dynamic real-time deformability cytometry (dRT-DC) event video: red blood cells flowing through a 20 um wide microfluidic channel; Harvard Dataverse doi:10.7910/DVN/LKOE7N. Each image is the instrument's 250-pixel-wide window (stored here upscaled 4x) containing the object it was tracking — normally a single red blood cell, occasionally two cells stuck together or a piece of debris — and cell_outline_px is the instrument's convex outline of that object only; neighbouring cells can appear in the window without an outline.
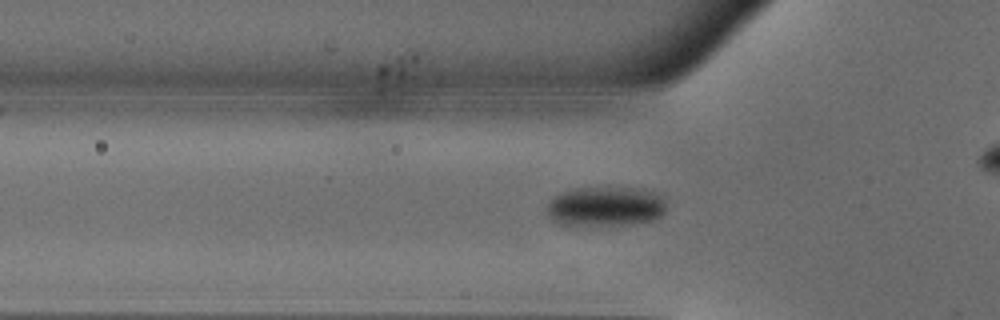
{"species": "common noctule bat (a hibernating species)", "species_latin": "Nyctalus noctula", "temperature_condition": "warm", "stored_images_in_passage": 36, "camera_frame_rate_fps": 3000, "um_per_image_px": 0.085, "animal": {"sex": "male", "body_mass_g": 18.8}, "frame": {"image": 1, "passage_image": 11, "time_ms": 3.333, "image_size_px": [1000, 320], "cell_outline_px": [[664, 212], [656, 220], [632, 224], [572, 228], [560, 224], [552, 220], [548, 216], [548, 200], [552, 196], [560, 192], [576, 188], [644, 188], [664, 196]], "centroid_in_image_um": [51.42, 17.58], "position_along_channel_um": 74.4, "area_um2": 28.67}}
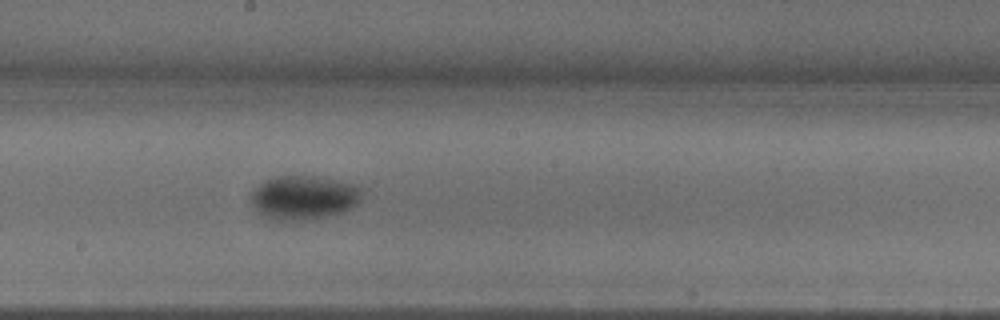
{"frame": {"image": 2, "passage_image": 22, "time_ms": 7.0, "image_size_px": [1000, 320], "cell_outline_px": [[360, 204], [344, 212], [308, 220], [268, 220], [252, 204], [252, 192], [264, 180], [276, 176], [312, 176], [360, 184]], "centroid_in_image_um": [25.86, 16.79], "position_along_channel_um": 222.3, "area_um2": 28.55}}
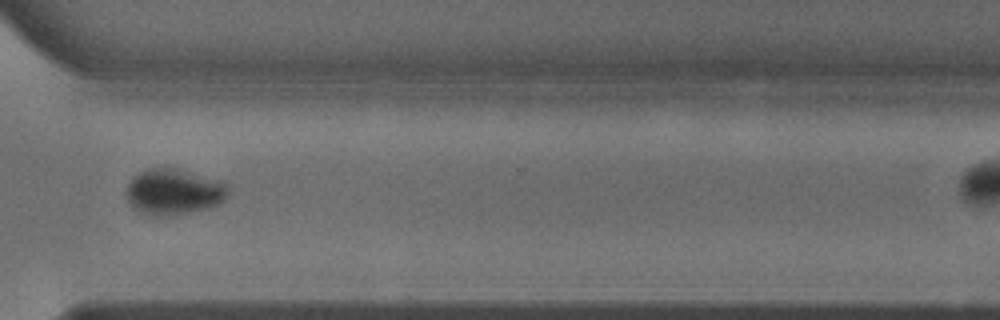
{"frame": {"image": 3, "passage_image": 32, "time_ms": 10.333, "image_size_px": [1000, 320], "cell_outline_px": [[228, 196], [224, 200], [208, 208], [172, 216], [148, 216], [132, 208], [128, 200], [128, 184], [140, 172], [148, 168], [176, 168], [224, 180], [228, 184]], "centroid_in_image_um": [14.82, 16.31], "position_along_channel_um": 355.8, "area_um2": 27.46}}